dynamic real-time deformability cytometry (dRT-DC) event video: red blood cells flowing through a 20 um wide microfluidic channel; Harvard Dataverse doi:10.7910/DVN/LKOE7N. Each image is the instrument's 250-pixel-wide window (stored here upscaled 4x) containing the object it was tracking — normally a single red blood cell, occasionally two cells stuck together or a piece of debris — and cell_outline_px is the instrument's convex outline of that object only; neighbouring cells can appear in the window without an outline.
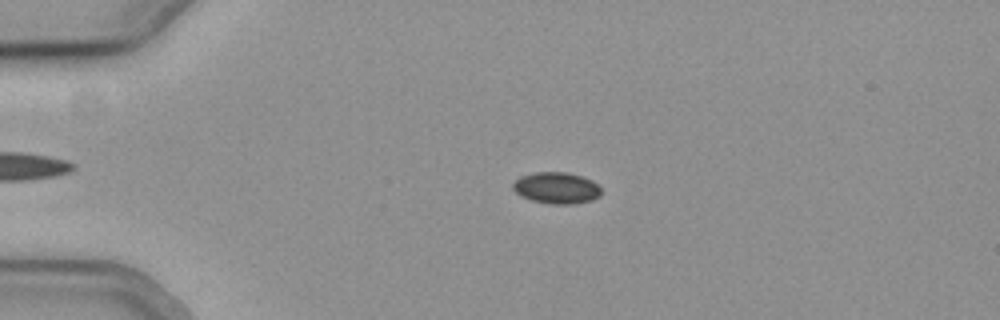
{"species": "common noctule bat (a hibernating species)", "species_latin": "Nyctalus noctula", "temperature_condition": "cold", "stored_images_in_passage": 56, "camera_frame_rate_fps": 3000, "um_per_image_px": 0.085, "animal": {"sex": "female", "body_mass_g": 19.3, "forearm_length_mm": 54.1}, "frame": {"image": 1, "passage_image": 14, "time_ms": 4.333, "image_size_px": [1000, 320], "cell_outline_px": [[600, 196], [592, 200], [572, 204], [552, 204], [532, 200], [520, 196], [512, 188], [512, 184], [520, 176], [536, 172], [568, 172], [592, 180], [600, 188]], "centroid_in_image_um": [47.29, 15.97], "position_along_channel_um": 37.7, "area_um2": 16.13}}
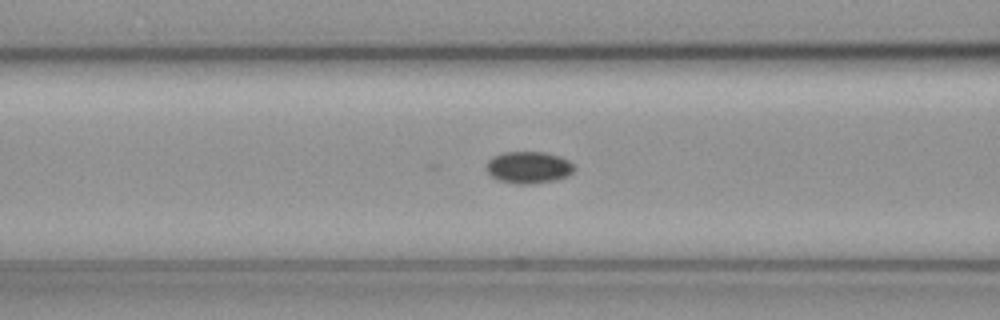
{"frame": {"image": 2, "passage_image": 24, "time_ms": 7.667, "image_size_px": [1000, 320], "cell_outline_px": [[576, 168], [568, 176], [556, 180], [532, 184], [516, 184], [496, 180], [484, 168], [488, 160], [492, 156], [504, 152], [544, 152], [560, 156], [568, 160]], "centroid_in_image_um": [44.91, 14.23], "position_along_channel_um": 121.7, "area_um2": 16.59}}
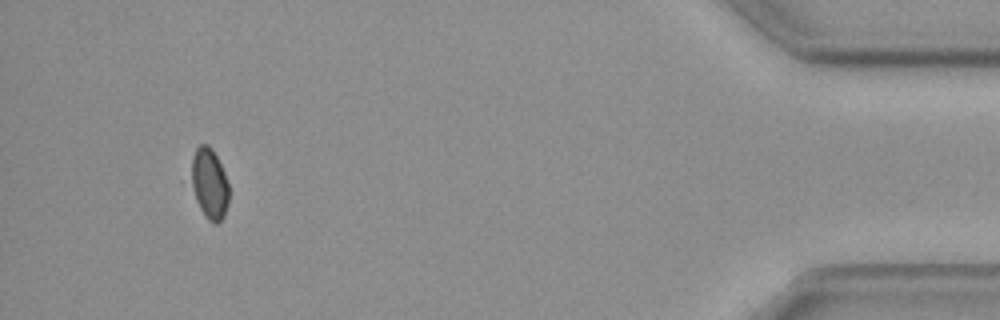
{"frame": {"image": 3, "passage_image": 53, "time_ms": 17.333, "image_size_px": [1000, 320], "cell_outline_px": [[228, 204], [224, 216], [216, 224], [208, 220], [204, 216], [196, 200], [192, 188], [192, 156], [196, 148], [200, 144], [208, 144], [212, 148], [224, 172], [228, 184]], "centroid_in_image_um": [17.8, 15.61], "position_along_channel_um": 417.4, "area_um2": 15.37}}